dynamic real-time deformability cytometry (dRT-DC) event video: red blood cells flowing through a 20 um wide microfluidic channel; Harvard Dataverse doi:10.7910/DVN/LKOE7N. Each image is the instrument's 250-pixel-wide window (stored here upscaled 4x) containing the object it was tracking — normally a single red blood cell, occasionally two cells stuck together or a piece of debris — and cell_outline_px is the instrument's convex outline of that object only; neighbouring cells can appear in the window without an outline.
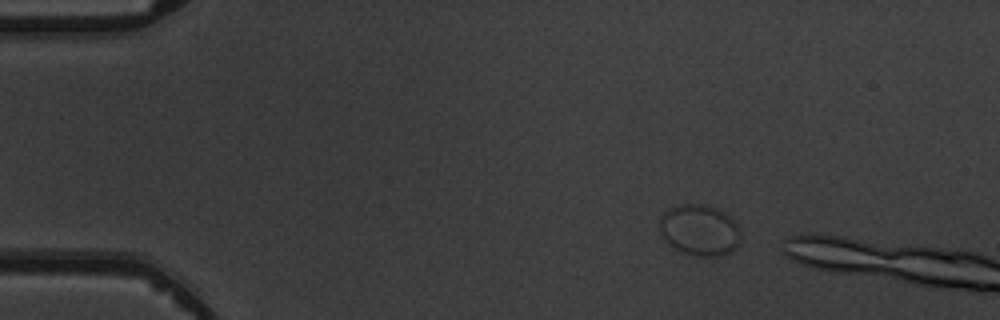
{"species": "common noctule bat (a hibernating species)", "species_latin": "Nyctalus noctula", "temperature_condition": "warm", "stored_images_in_passage": 3, "camera_frame_rate_fps": 3000, "um_per_image_px": 0.085, "animal": {"sex": "male", "body_mass_g": 19.5, "forearm_length_mm": 54.6}, "frame": {"image": 1, "passage_image": 1, "time_ms": 0.0, "image_size_px": [1000, 320], "cell_outline_px": [[740, 244], [732, 252], [720, 256], [692, 256], [680, 252], [672, 248], [668, 244], [660, 232], [660, 216], [668, 208], [676, 204], [708, 204], [732, 216], [740, 232]], "centroid_in_image_um": [59.46, 19.56], "position_along_channel_um": 25.5, "area_um2": 24.8}}